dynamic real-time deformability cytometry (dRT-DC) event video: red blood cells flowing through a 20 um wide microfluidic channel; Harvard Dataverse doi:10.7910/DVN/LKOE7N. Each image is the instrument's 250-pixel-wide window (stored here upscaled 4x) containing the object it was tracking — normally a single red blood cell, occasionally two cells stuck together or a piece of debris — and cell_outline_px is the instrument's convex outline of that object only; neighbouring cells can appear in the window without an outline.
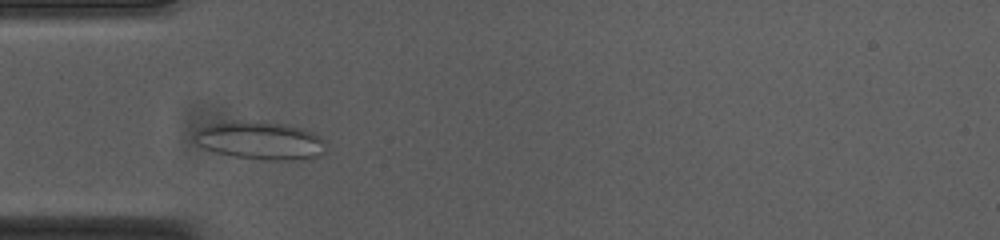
{"species": "common noctule bat (a hibernating species)", "species_latin": "Nyctalus noctula", "temperature_condition": "cold", "stored_images_in_passage": 39, "camera_frame_rate_fps": 3000, "um_per_image_px": 0.085, "animal": {"sex": "female", "body_mass_g": 23.0, "forearm_length_mm": 53.4}, "frame": {"image": 1, "passage_image": 9, "time_ms": 2.667, "image_size_px": [1000, 240], "cell_outline_px": [[324, 152], [320, 156], [304, 160], [264, 160], [232, 156], [216, 152], [204, 148], [196, 140], [196, 132], [200, 128], [208, 124], [232, 120], [264, 120], [284, 124], [300, 128], [312, 132], [320, 136], [324, 140]], "centroid_in_image_um": [22.15, 11.93], "position_along_channel_um": 62.9, "area_um2": 29.48}}
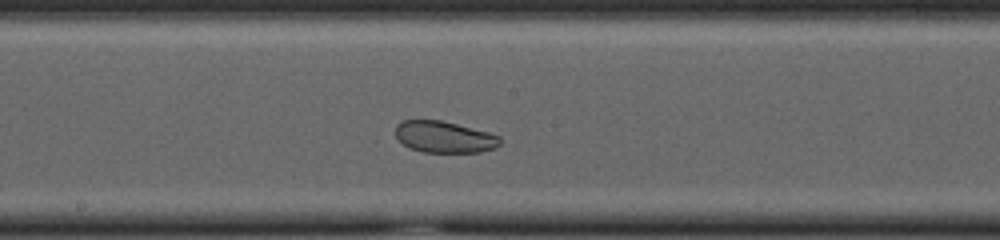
{"frame": {"image": 2, "passage_image": 21, "time_ms": 6.667, "image_size_px": [1000, 240], "cell_outline_px": [[500, 144], [496, 148], [480, 152], [424, 152], [412, 148], [404, 144], [396, 136], [396, 124], [400, 120], [440, 120], [488, 132], [500, 136]], "centroid_in_image_um": [37.77, 11.64], "position_along_channel_um": 210.4, "area_um2": 19.07}}
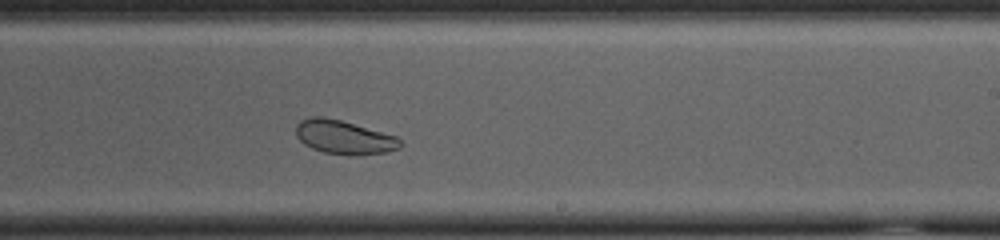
{"frame": {"image": 3, "passage_image": 25, "time_ms": 8.0, "image_size_px": [1000, 240], "cell_outline_px": [[404, 144], [400, 148], [388, 152], [356, 156], [348, 156], [324, 152], [312, 148], [304, 144], [296, 136], [296, 124], [300, 120], [312, 116], [320, 116], [340, 120], [396, 136]], "centroid_in_image_um": [29.25, 11.68], "position_along_channel_um": 259.8, "area_um2": 20.69}, "authors_computed_cell_mechanics": {"area_um2": 23.6402, "velocity_mm_per_s": 3.7065, "shape_relaxation_time_tau1_ms": null, "shape_relaxation_time_tau2_ms": 2.9976, "deformation_change_tau1": null, "deformation_change_tau2": 0.0765}}